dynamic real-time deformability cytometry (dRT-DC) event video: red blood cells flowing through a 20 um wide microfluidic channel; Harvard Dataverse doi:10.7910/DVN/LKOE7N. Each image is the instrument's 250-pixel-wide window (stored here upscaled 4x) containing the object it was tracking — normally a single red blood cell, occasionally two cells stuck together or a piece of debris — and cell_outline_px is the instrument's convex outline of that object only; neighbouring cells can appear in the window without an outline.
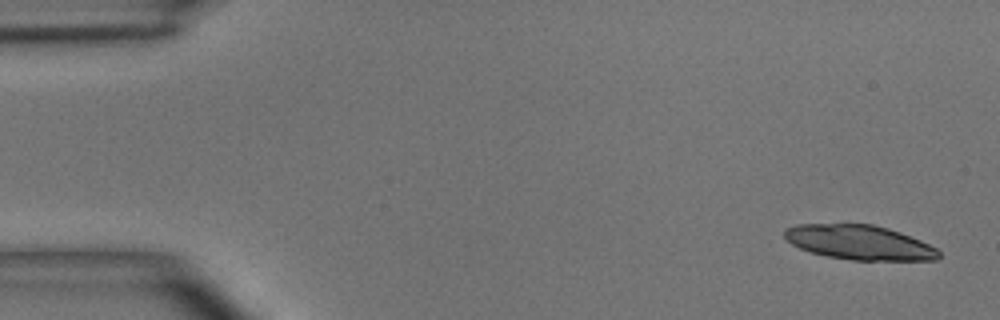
{"species": "common noctule bat (a hibernating species)", "species_latin": "Nyctalus noctula", "temperature_condition": "room temperature", "stored_images_in_passage": 5, "camera_frame_rate_fps": 3000, "um_per_image_px": 0.085, "animal": {"sex": "male", "body_mass_g": 15.6}, "frame": {"image": 1, "passage_image": 1, "time_ms": 0.0, "image_size_px": [1000, 320], "cell_outline_px": [[940, 256], [936, 260], [852, 260], [828, 256], [812, 252], [800, 248], [792, 244], [784, 236], [784, 228], [796, 224], [872, 224], [888, 228], [900, 232], [920, 240], [936, 248], [940, 252]], "centroid_in_image_um": [73.04, 20.6], "position_along_channel_um": 12.0, "area_um2": 30.92}}